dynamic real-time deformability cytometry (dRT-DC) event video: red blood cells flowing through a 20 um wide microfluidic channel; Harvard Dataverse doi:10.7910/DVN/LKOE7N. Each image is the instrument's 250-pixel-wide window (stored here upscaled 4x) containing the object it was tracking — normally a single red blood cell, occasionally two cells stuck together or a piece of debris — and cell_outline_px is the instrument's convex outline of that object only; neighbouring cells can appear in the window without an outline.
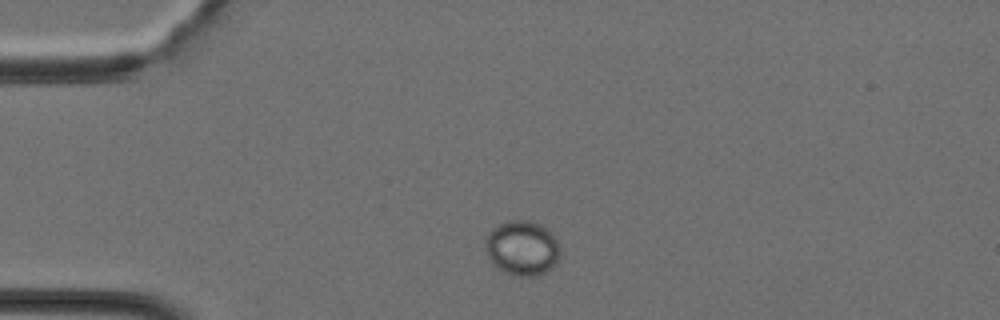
{"species": "Egyptian fruit bat (a non-hibernating species)", "species_latin": "Rousettus aegyptiacus", "temperature_condition": "cold", "stored_images_in_passage": 34, "camera_frame_rate_fps": 3000, "um_per_image_px": 0.085, "animal": {"sex": "female"}, "frame": {"image": 1, "passage_image": 3, "time_ms": 0.667, "image_size_px": [1000, 320], "cell_outline_px": [[560, 252], [556, 264], [552, 268], [536, 276], [512, 276], [496, 268], [492, 264], [484, 248], [484, 240], [492, 228], [500, 224], [512, 220], [528, 220], [540, 224], [548, 228], [556, 236]], "centroid_in_image_um": [44.38, 21.09], "position_along_channel_um": 40.6, "area_um2": 24.33}}
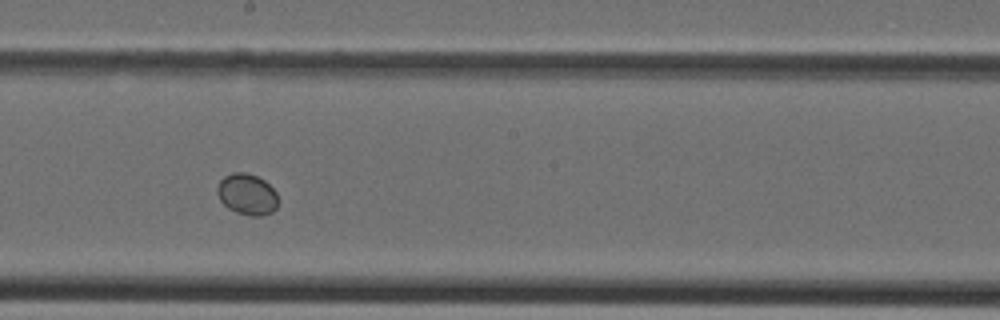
{"frame": {"image": 2, "passage_image": 16, "time_ms": 5.0, "image_size_px": [1000, 320], "cell_outline_px": [[276, 208], [272, 212], [260, 216], [248, 216], [236, 212], [228, 208], [220, 200], [216, 192], [216, 188], [220, 180], [224, 176], [232, 172], [244, 172], [256, 176], [264, 180], [276, 192]], "centroid_in_image_um": [20.96, 16.51], "position_along_channel_um": 227.2, "area_um2": 14.57}}
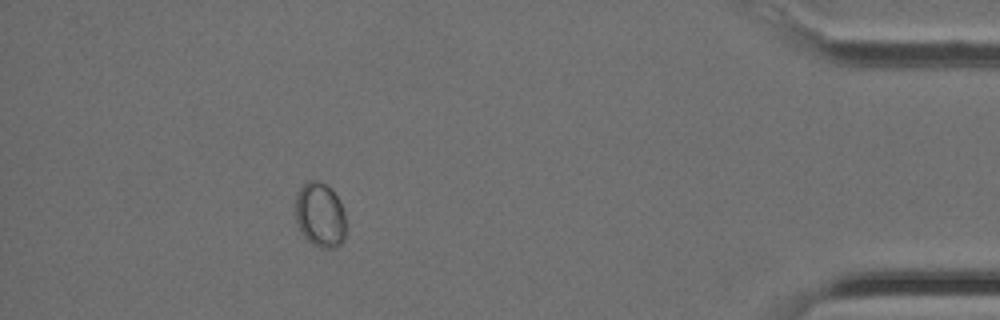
{"frame": {"image": 3, "passage_image": 30, "time_ms": 9.667, "image_size_px": [1000, 320], "cell_outline_px": [[344, 240], [336, 248], [320, 248], [312, 244], [304, 236], [296, 220], [296, 196], [304, 180], [316, 180], [324, 184], [340, 200], [344, 212]], "centroid_in_image_um": [27.2, 18.27], "position_along_channel_um": 408.0, "area_um2": 18.9}}